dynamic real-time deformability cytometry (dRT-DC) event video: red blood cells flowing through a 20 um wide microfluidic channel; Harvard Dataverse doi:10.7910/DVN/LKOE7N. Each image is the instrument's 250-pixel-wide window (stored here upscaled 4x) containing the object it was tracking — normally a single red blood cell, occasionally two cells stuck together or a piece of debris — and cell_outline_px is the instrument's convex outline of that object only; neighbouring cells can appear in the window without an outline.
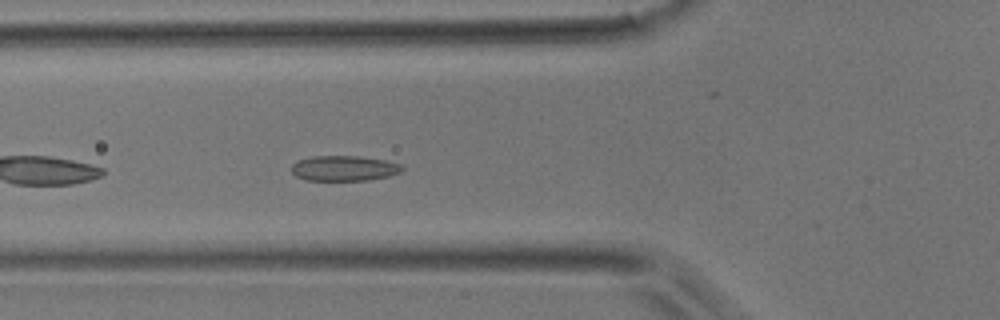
{"species": "common noctule bat (a hibernating species)", "species_latin": "Nyctalus noctula", "temperature_condition": "room temperature", "stored_images_in_passage": 38, "camera_frame_rate_fps": 3000, "um_per_image_px": 0.085, "animal": {"sex": "male", "body_mass_g": 17.9}, "frame": {"image": 1, "passage_image": 5, "time_ms": 1.333, "image_size_px": [1000, 320], "cell_outline_px": [[404, 168], [400, 172], [388, 176], [368, 180], [304, 180], [296, 176], [292, 172], [292, 164], [296, 160], [312, 156], [360, 156], [384, 160], [400, 164]], "centroid_in_image_um": [29.21, 14.3], "position_along_channel_um": 96.6, "area_um2": 16.3}}
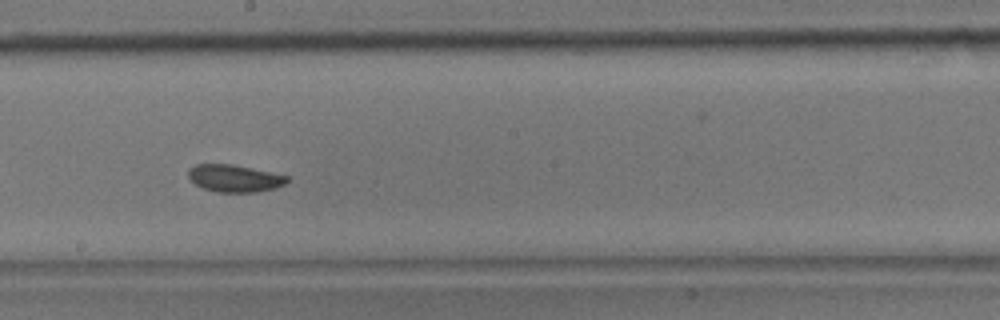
{"frame": {"image": 2, "passage_image": 15, "time_ms": 4.667, "image_size_px": [1000, 320], "cell_outline_px": [[288, 180], [284, 184], [276, 188], [256, 192], [216, 192], [204, 188], [196, 184], [188, 176], [188, 168], [196, 164], [232, 164], [252, 168], [288, 176]], "centroid_in_image_um": [19.92, 15.15], "position_along_channel_um": 228.3, "area_um2": 15.61}}
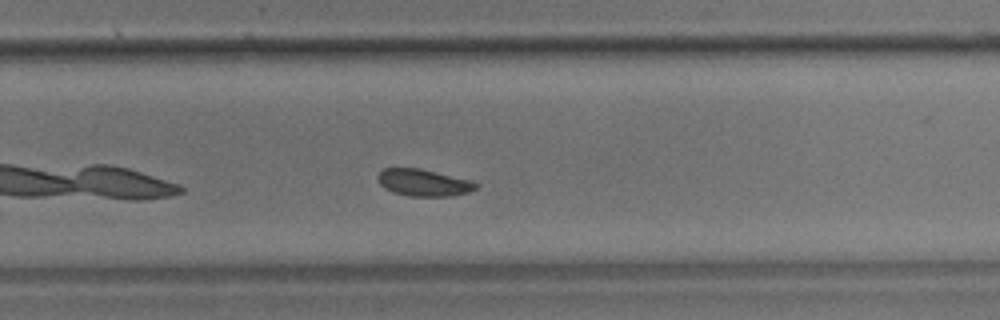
{"frame": {"image": 3, "passage_image": 20, "time_ms": 6.333, "image_size_px": [1000, 320], "cell_outline_px": [[480, 184], [476, 188], [468, 192], [452, 196], [408, 196], [392, 192], [384, 188], [380, 184], [376, 176], [384, 168], [420, 168], [472, 180]], "centroid_in_image_um": [36.01, 15.52], "position_along_channel_um": 293.8, "area_um2": 15.55}}